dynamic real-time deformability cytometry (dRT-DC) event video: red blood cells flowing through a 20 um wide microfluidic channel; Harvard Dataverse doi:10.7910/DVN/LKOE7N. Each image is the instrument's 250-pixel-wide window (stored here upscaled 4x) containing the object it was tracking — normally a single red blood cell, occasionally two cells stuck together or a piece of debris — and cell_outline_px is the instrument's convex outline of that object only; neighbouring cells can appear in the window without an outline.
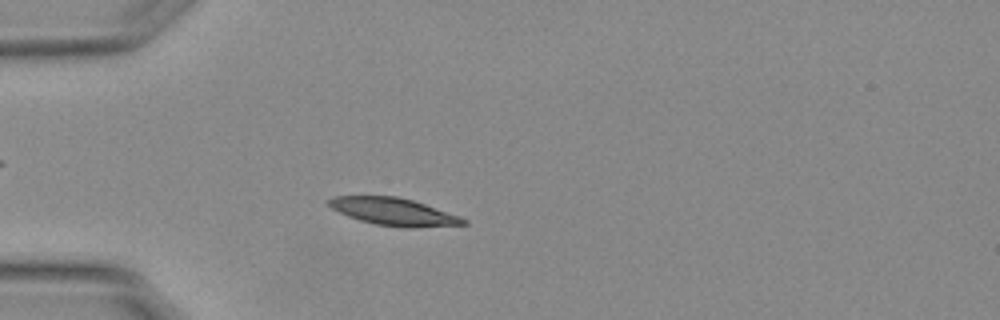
{"species": "Egyptian fruit bat (a non-hibernating species)", "species_latin": "Rousettus aegyptiacus", "temperature_condition": "warm", "stored_images_in_passage": 42, "camera_frame_rate_fps": 3000, "um_per_image_px": 0.085, "animal": {"sex": "female"}, "frame": {"image": 1, "passage_image": 3, "time_ms": 0.667, "image_size_px": [1000, 320], "cell_outline_px": [[468, 224], [412, 228], [408, 228], [376, 224], [360, 220], [348, 216], [332, 208], [328, 204], [328, 200], [332, 196], [396, 196], [412, 200], [460, 216], [468, 220]], "centroid_in_image_um": [33.48, 18.0], "position_along_channel_um": 51.5, "area_um2": 21.33}}
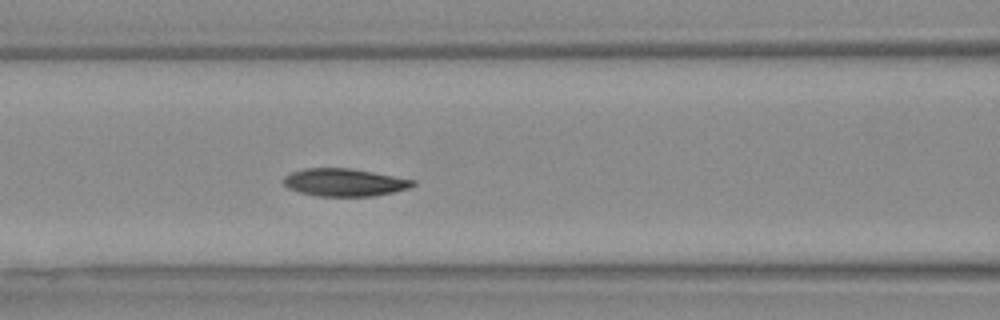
{"frame": {"image": 2, "passage_image": 11, "time_ms": 3.333, "image_size_px": [1000, 320], "cell_outline_px": [[416, 184], [408, 188], [392, 192], [372, 196], [316, 196], [300, 192], [288, 188], [284, 184], [284, 176], [292, 172], [304, 168], [352, 168], [416, 180]], "centroid_in_image_um": [29.28, 15.5], "position_along_channel_um": 137.3, "area_um2": 20.81}}
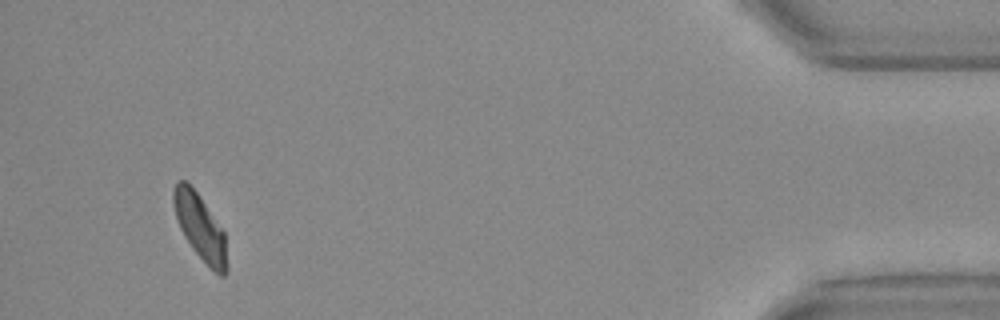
{"frame": {"image": 3, "passage_image": 39, "time_ms": 12.667, "image_size_px": [1000, 320], "cell_outline_px": [[228, 272], [224, 276], [220, 276], [192, 248], [184, 236], [180, 228], [172, 204], [172, 192], [176, 180], [184, 180], [196, 192], [224, 232], [228, 264]], "centroid_in_image_um": [17.0, 19.31], "position_along_channel_um": 418.2, "area_um2": 20.11}, "authors_computed_cell_mechanics": {"area_um2": 21.1837, "velocity_mm_per_s": 3.745, "shape_relaxation_time_tau1_ms": 3.8245, "shape_relaxation_time_tau2_ms": 4.2752, "deformation_change_tau1": 0.1316, "deformation_change_tau2": 0.0731}}